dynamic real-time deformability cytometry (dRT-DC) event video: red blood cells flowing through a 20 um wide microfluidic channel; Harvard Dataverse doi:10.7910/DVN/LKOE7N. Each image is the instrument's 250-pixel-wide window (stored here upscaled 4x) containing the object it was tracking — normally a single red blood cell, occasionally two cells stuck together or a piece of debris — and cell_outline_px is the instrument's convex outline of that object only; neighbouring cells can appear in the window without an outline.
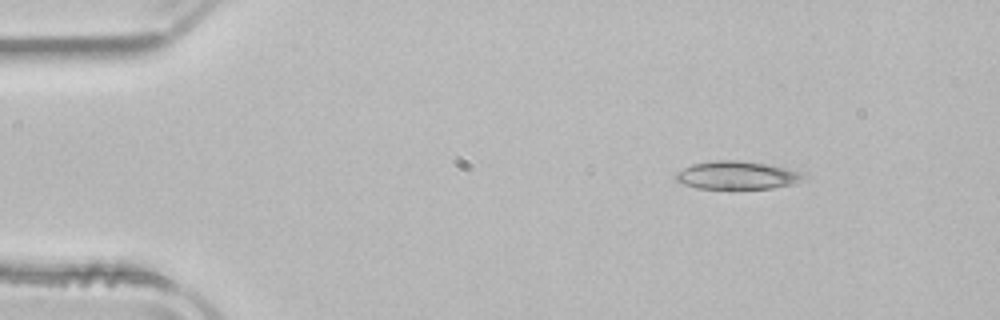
{"species": "common noctule bat (a hibernating species)", "species_latin": "Nyctalus noctula", "temperature_condition": "room temperature", "stored_images_in_passage": 4, "camera_frame_rate_fps": 3000, "um_per_image_px": 0.085, "animal": {"sex": "male", "body_mass_g": 21.5, "forearm_length_mm": 52.0}, "frame": {"image": 1, "passage_image": 4, "time_ms": 1.0, "image_size_px": [1000, 320], "cell_outline_px": [[808, 180], [796, 184], [772, 188], [696, 188], [684, 184], [676, 180], [672, 176], [676, 172], [692, 164], [712, 160], [740, 160], [788, 168], [808, 172]], "centroid_in_image_um": [62.75, 14.89], "position_along_channel_um": 22.2, "area_um2": 21.39}}